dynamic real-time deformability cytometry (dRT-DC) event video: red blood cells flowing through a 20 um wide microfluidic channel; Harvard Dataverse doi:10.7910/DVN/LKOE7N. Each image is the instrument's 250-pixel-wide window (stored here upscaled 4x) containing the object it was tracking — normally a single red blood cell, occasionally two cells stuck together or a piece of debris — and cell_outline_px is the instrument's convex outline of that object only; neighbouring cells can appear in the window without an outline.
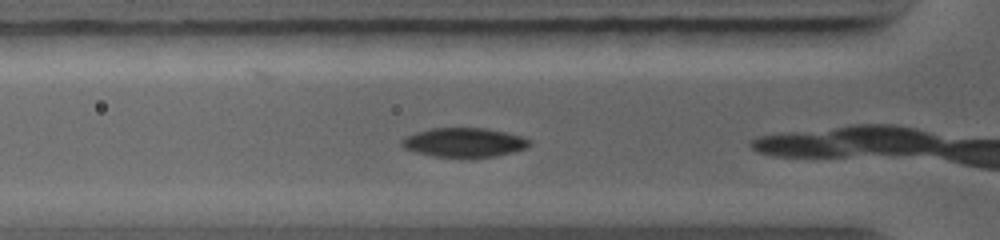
{"species": "common noctule bat (a hibernating species)", "species_latin": "Nyctalus noctula", "temperature_condition": "warm", "stored_images_in_passage": 4, "camera_frame_rate_fps": 5000, "um_per_image_px": 0.085, "animal": {"sex": "female", "body_mass_g": 19.0, "forearm_length_mm": 56.7}, "frame": {"image": 1, "passage_image": 2, "time_ms": 1.2, "image_size_px": [1000, 240], "cell_outline_px": [[532, 144], [528, 148], [496, 156], [436, 156], [416, 152], [404, 148], [400, 144], [400, 140], [404, 136], [416, 132], [432, 128], [484, 128], [504, 132], [520, 136], [532, 140]], "centroid_in_image_um": [39.45, 12.09], "position_along_channel_um": 86.4, "area_um2": 21.5}}
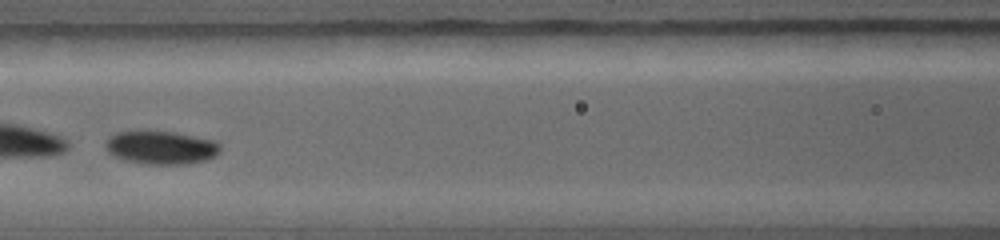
{"frame": {"image": 2, "passage_image": 4, "time_ms": 3.6, "image_size_px": [1000, 240], "cell_outline_px": [[220, 152], [216, 156], [208, 160], [188, 164], [144, 164], [124, 160], [112, 156], [104, 148], [104, 144], [108, 136], [116, 132], [148, 128], [176, 132], [216, 140], [220, 144]], "centroid_in_image_um": [13.65, 12.5], "position_along_channel_um": 152.9, "area_um2": 23.47}}